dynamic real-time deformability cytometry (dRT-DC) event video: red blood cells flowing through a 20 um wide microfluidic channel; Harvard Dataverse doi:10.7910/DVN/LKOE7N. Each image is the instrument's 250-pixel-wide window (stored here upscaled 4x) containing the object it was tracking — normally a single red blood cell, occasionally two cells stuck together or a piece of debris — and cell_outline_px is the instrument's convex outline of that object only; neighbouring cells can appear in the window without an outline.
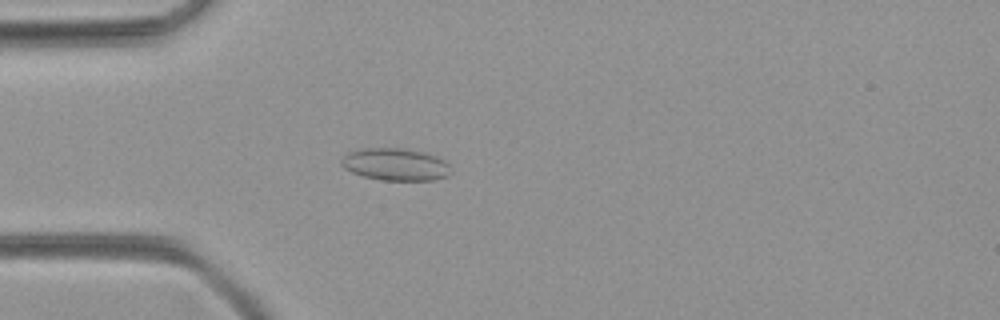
{"species": "common noctule bat (a hibernating species)", "species_latin": "Nyctalus noctula", "temperature_condition": "room temperature", "stored_images_in_passage": 29, "camera_frame_rate_fps": 3000, "um_per_image_px": 0.085, "animal": {"sex": "female", "body_mass_g": 21.9}, "frame": {"image": 1, "passage_image": 2, "time_ms": 0.333, "image_size_px": [1000, 320], "cell_outline_px": [[452, 172], [448, 176], [432, 180], [384, 180], [364, 176], [352, 172], [344, 168], [340, 164], [340, 160], [348, 152], [360, 148], [404, 148], [424, 152], [436, 156], [444, 160], [448, 164]], "centroid_in_image_um": [33.61, 13.96], "position_along_channel_um": 51.4, "area_um2": 20.69}}
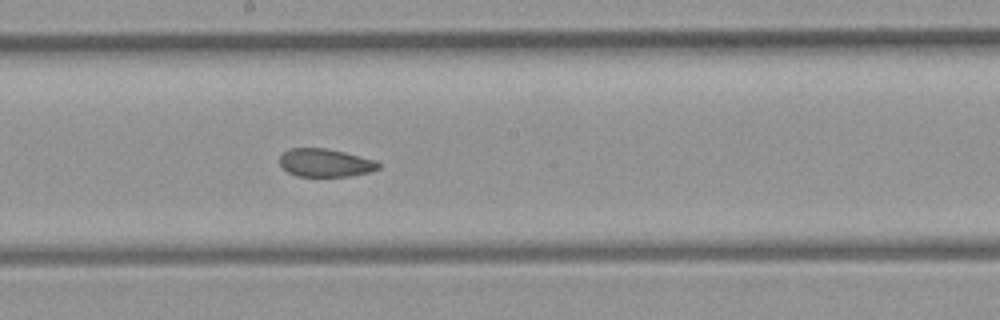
{"frame": {"image": 2, "passage_image": 15, "time_ms": 4.667, "image_size_px": [1000, 320], "cell_outline_px": [[380, 168], [372, 172], [348, 176], [296, 176], [288, 172], [280, 164], [280, 156], [284, 152], [292, 148], [328, 148], [376, 160], [380, 164]], "centroid_in_image_um": [27.68, 13.84], "position_along_channel_um": 220.5, "area_um2": 16.18}}
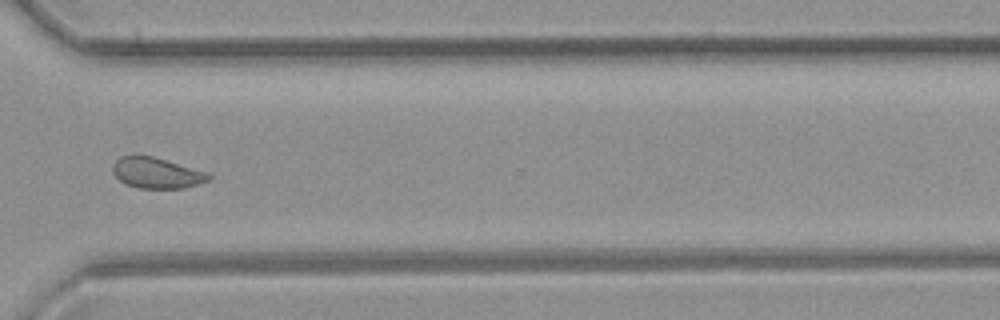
{"frame": {"image": 3, "passage_image": 25, "time_ms": 8.0, "image_size_px": [1000, 320], "cell_outline_px": [[212, 180], [184, 188], [140, 188], [124, 184], [112, 172], [112, 164], [120, 156], [152, 156], [208, 172], [212, 176]], "centroid_in_image_um": [13.33, 14.71], "position_along_channel_um": 357.3, "area_um2": 17.22}}